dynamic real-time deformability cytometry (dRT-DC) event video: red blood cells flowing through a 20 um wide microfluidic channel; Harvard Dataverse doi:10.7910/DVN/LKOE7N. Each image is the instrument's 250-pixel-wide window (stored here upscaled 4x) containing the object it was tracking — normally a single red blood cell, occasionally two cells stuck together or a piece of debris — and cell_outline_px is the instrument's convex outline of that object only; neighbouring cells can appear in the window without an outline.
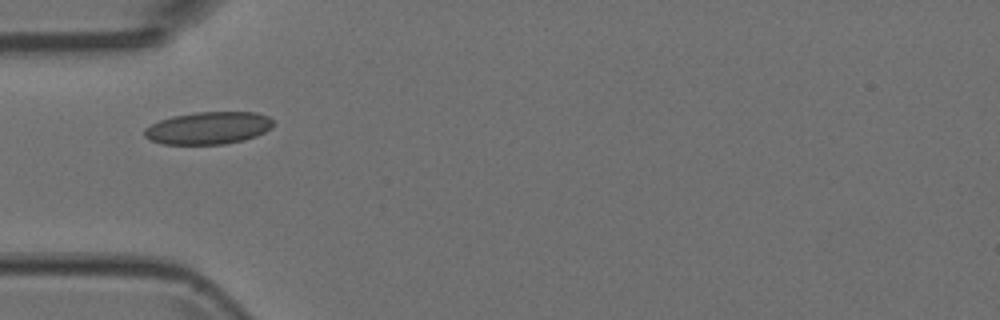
{"species": "Egyptian fruit bat (a non-hibernating species)", "species_latin": "Rousettus aegyptiacus", "temperature_condition": "room temperature", "stored_images_in_passage": 3, "camera_frame_rate_fps": 3000, "um_per_image_px": 0.085, "animal": {"sex": "female"}, "frame": {"image": 1, "passage_image": 1, "time_ms": 0.0, "image_size_px": [1000, 320], "cell_outline_px": [[272, 128], [256, 136], [244, 140], [224, 144], [164, 144], [152, 140], [144, 136], [144, 128], [160, 120], [172, 116], [196, 112], [256, 112], [268, 116], [272, 120]], "centroid_in_image_um": [17.72, 10.88], "position_along_channel_um": 67.3, "area_um2": 24.28}}
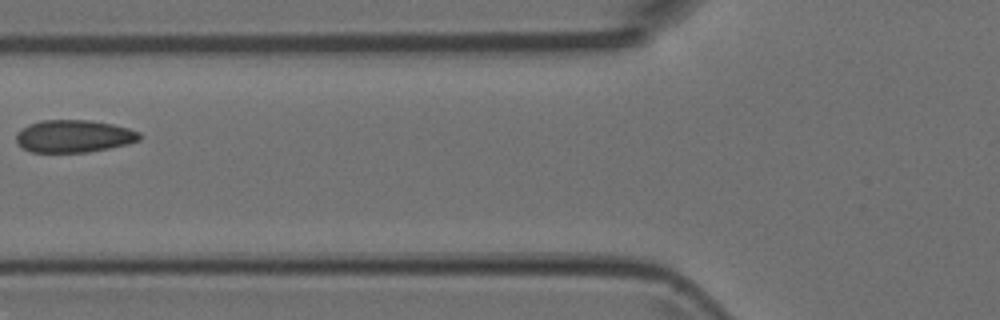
{"frame": {"image": 2, "passage_image": 2, "time_ms": 0.333, "image_size_px": [1000, 320], "cell_outline_px": [[140, 140], [128, 144], [88, 152], [32, 152], [24, 148], [16, 140], [16, 132], [28, 124], [40, 120], [88, 120], [112, 124], [128, 128], [140, 132]], "centroid_in_image_um": [6.27, 11.57], "position_along_channel_um": 119.5, "area_um2": 23.29}}
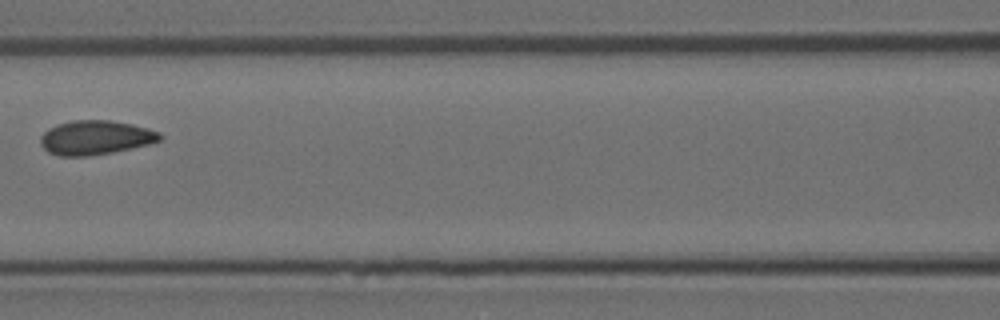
{"frame": {"image": 3, "passage_image": 3, "time_ms": 0.667, "image_size_px": [1000, 320], "cell_outline_px": [[160, 140], [148, 144], [112, 152], [88, 156], [60, 156], [48, 152], [40, 144], [40, 136], [48, 128], [56, 124], [72, 120], [108, 120], [132, 124], [148, 128], [160, 132]], "centroid_in_image_um": [8.07, 11.69], "position_along_channel_um": 158.5, "area_um2": 23.76}}